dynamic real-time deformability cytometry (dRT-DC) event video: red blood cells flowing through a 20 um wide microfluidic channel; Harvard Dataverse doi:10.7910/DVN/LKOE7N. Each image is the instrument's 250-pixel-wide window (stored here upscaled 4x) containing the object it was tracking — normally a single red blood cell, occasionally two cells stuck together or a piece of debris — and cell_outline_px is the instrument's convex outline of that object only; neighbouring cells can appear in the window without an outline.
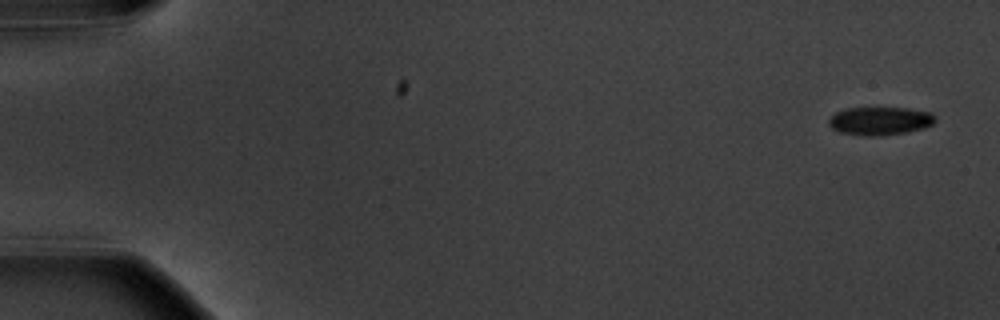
{"species": "common noctule bat (a hibernating species)", "species_latin": "Nyctalus noctula", "temperature_condition": "warm", "stored_images_in_passage": 7, "camera_frame_rate_fps": 3000, "um_per_image_px": 0.085, "animal": {"sex": "male", "body_mass_g": 20.1, "forearm_length_mm": 53.5}, "frame": {"image": 1, "passage_image": 1, "time_ms": 0.0, "image_size_px": [1000, 320], "cell_outline_px": [[936, 120], [932, 124], [908, 132], [880, 136], [864, 136], [840, 132], [832, 128], [828, 124], [828, 120], [836, 112], [844, 108], [908, 108], [932, 112], [936, 116]], "centroid_in_image_um": [74.8, 10.27], "position_along_channel_um": 10.2, "area_um2": 17.57}}
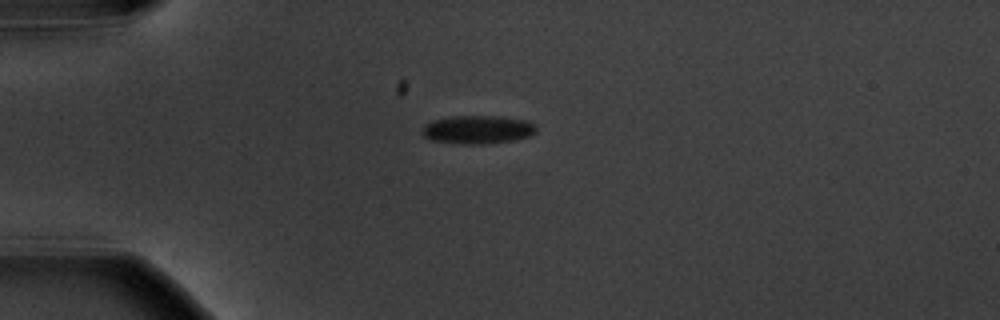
{"frame": {"image": 2, "passage_image": 4, "time_ms": 4.333, "image_size_px": [1000, 320], "cell_outline_px": [[536, 132], [528, 136], [512, 140], [488, 144], [464, 144], [428, 140], [420, 132], [424, 124], [432, 120], [452, 116], [500, 116], [524, 120], [536, 124]], "centroid_in_image_um": [40.55, 11.01], "position_along_channel_um": 44.4, "area_um2": 19.02}}
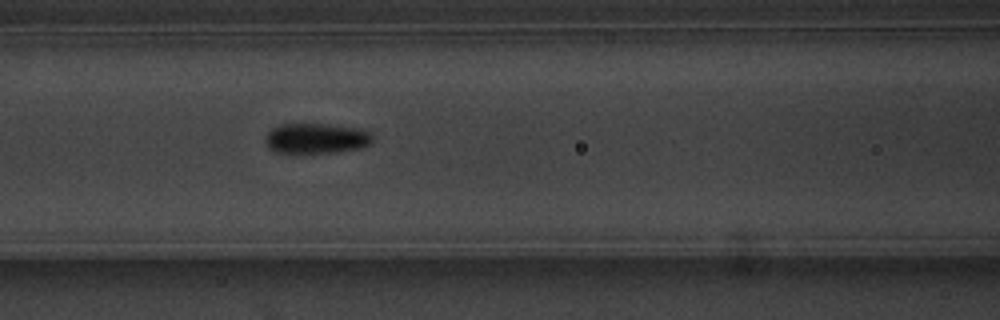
{"frame": {"image": 3, "passage_image": 7, "time_ms": 7.667, "image_size_px": [1000, 320], "cell_outline_px": [[372, 140], [368, 144], [360, 148], [332, 152], [276, 152], [268, 148], [264, 140], [268, 132], [272, 128], [280, 124], [328, 124], [360, 128], [368, 132], [372, 136]], "centroid_in_image_um": [26.84, 11.74], "position_along_channel_um": 139.8, "area_um2": 18.73}}